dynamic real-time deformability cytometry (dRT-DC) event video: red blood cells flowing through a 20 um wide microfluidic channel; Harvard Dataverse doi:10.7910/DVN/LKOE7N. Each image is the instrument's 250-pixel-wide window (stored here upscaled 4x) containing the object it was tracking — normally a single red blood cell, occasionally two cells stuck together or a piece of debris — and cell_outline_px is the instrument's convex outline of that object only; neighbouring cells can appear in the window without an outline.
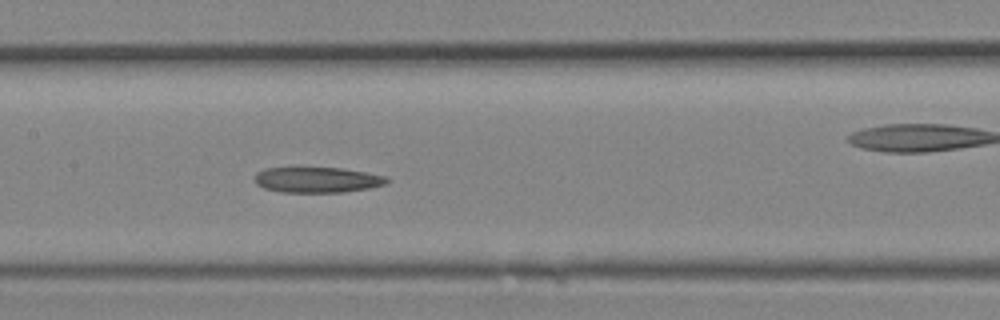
{"species": "Egyptian fruit bat (a non-hibernating species)", "species_latin": "Rousettus aegyptiacus", "temperature_condition": "room temperature", "stored_images_in_passage": 11, "segment_of_instrument_passage": [1, 2], "camera_frame_rate_fps": 3000, "um_per_image_px": 0.085, "animal": {"sex": "female"}, "frame": {"image": 1, "passage_image": 10, "time_ms": 3.0, "image_size_px": [1000, 320], "cell_outline_px": [[388, 180], [384, 184], [372, 188], [344, 192], [280, 192], [264, 188], [256, 184], [256, 172], [264, 168], [340, 168], [364, 172], [384, 176]], "centroid_in_image_um": [26.93, 15.29], "position_along_channel_um": 180.5, "area_um2": 19.48}}